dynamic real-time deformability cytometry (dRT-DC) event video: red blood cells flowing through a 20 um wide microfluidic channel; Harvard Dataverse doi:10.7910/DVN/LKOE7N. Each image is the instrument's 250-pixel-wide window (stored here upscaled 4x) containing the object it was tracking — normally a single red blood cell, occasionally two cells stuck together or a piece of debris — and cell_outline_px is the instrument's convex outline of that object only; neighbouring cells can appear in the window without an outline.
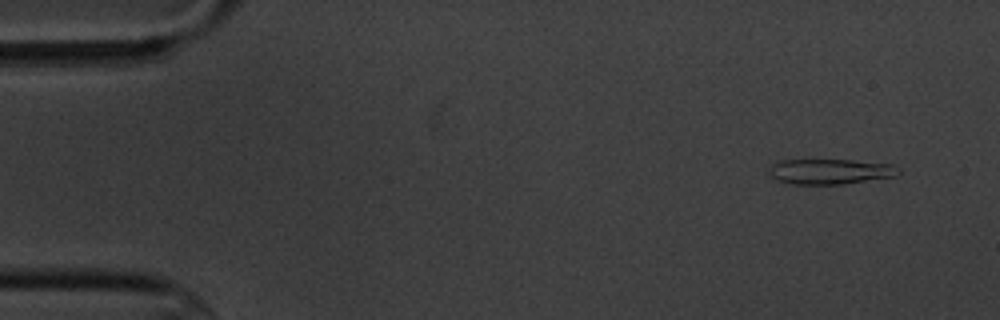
{"species": "common noctule bat (a hibernating species)", "species_latin": "Nyctalus noctula", "temperature_condition": "cold", "stored_images_in_passage": 7, "camera_frame_rate_fps": 3000, "um_per_image_px": 0.085, "animal": {"sex": "male", "body_mass_g": 20.1, "forearm_length_mm": 53.5}, "frame": {"image": 1, "passage_image": 1, "time_ms": 0.0, "image_size_px": [1000, 320], "cell_outline_px": [[900, 172], [892, 176], [844, 184], [788, 184], [776, 180], [768, 172], [768, 168], [772, 164], [780, 160], [852, 160], [892, 164], [900, 168]], "centroid_in_image_um": [70.51, 14.57], "position_along_channel_um": 14.5, "area_um2": 19.07}}